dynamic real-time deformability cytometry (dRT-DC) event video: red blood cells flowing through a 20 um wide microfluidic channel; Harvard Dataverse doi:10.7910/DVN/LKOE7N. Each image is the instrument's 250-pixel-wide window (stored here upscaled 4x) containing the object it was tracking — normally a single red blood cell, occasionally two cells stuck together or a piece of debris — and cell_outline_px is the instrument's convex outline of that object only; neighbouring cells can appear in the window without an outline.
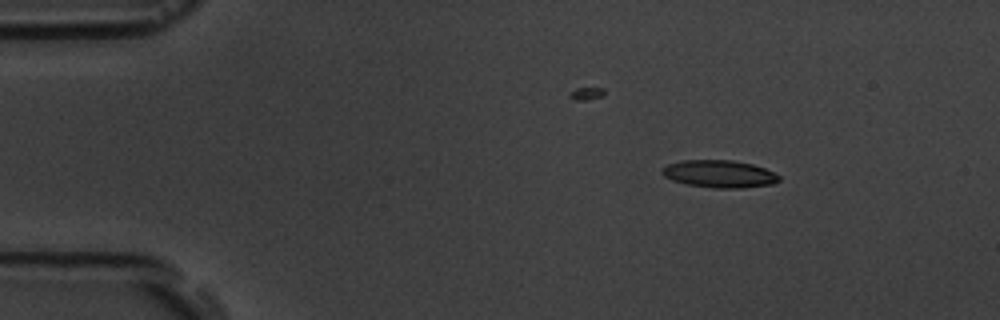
{"species": "common noctule bat (a hibernating species)", "species_latin": "Nyctalus noctula", "temperature_condition": "room temperature", "stored_images_in_passage": 8, "camera_frame_rate_fps": 3000, "um_per_image_px": 0.085, "animal": {"sex": "male", "body_mass_g": 19.5, "forearm_length_mm": 54.6}, "frame": {"image": 1, "passage_image": 2, "time_ms": 1.0, "image_size_px": [1000, 320], "cell_outline_px": [[780, 180], [772, 184], [740, 188], [716, 188], [688, 184], [672, 180], [664, 176], [660, 172], [660, 168], [668, 164], [684, 160], [732, 160], [752, 164], [764, 168], [780, 176]], "centroid_in_image_um": [61.12, 14.77], "position_along_channel_um": 23.9, "area_um2": 18.61}}
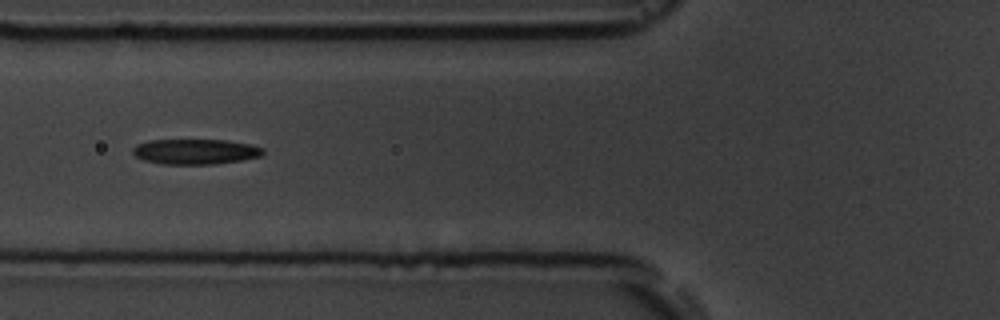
{"frame": {"image": 2, "passage_image": 6, "time_ms": 5.333, "image_size_px": [1000, 320], "cell_outline_px": [[264, 152], [260, 156], [240, 160], [216, 164], [160, 164], [144, 160], [136, 156], [132, 152], [132, 148], [136, 144], [148, 140], [224, 140], [248, 144], [264, 148]], "centroid_in_image_um": [16.56, 12.89], "position_along_channel_um": 109.2, "area_um2": 19.13}}
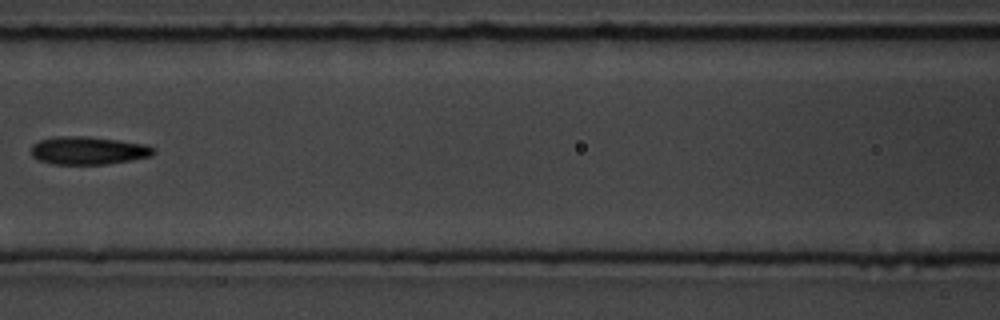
{"frame": {"image": 3, "passage_image": 7, "time_ms": 6.667, "image_size_px": [1000, 320], "cell_outline_px": [[156, 152], [152, 156], [132, 160], [108, 164], [52, 164], [40, 160], [32, 156], [32, 144], [40, 140], [56, 136], [84, 136], [120, 140], [144, 144], [156, 148]], "centroid_in_image_um": [7.54, 12.79], "position_along_channel_um": 159.1, "area_um2": 20.06}}